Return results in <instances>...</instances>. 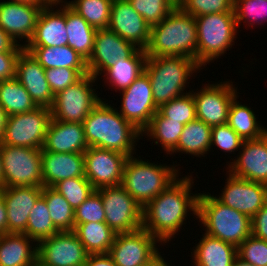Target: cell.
<instances>
[{
	"label": "cell",
	"mask_w": 267,
	"mask_h": 266,
	"mask_svg": "<svg viewBox=\"0 0 267 266\" xmlns=\"http://www.w3.org/2000/svg\"><path fill=\"white\" fill-rule=\"evenodd\" d=\"M190 178L177 177L171 185L143 207L142 228L160 243H167L178 232L189 210L197 216L199 193L190 195L194 183Z\"/></svg>",
	"instance_id": "obj_1"
},
{
	"label": "cell",
	"mask_w": 267,
	"mask_h": 266,
	"mask_svg": "<svg viewBox=\"0 0 267 266\" xmlns=\"http://www.w3.org/2000/svg\"><path fill=\"white\" fill-rule=\"evenodd\" d=\"M101 100L83 121L88 147L113 150L133 156L142 133L108 103ZM137 139V140H136Z\"/></svg>",
	"instance_id": "obj_2"
},
{
	"label": "cell",
	"mask_w": 267,
	"mask_h": 266,
	"mask_svg": "<svg viewBox=\"0 0 267 266\" xmlns=\"http://www.w3.org/2000/svg\"><path fill=\"white\" fill-rule=\"evenodd\" d=\"M197 36L195 17L176 7L151 27L146 55L185 56L197 62Z\"/></svg>",
	"instance_id": "obj_3"
},
{
	"label": "cell",
	"mask_w": 267,
	"mask_h": 266,
	"mask_svg": "<svg viewBox=\"0 0 267 266\" xmlns=\"http://www.w3.org/2000/svg\"><path fill=\"white\" fill-rule=\"evenodd\" d=\"M200 67L185 56L147 57L144 72L149 76L156 107L185 94L182 91L188 78Z\"/></svg>",
	"instance_id": "obj_4"
},
{
	"label": "cell",
	"mask_w": 267,
	"mask_h": 266,
	"mask_svg": "<svg viewBox=\"0 0 267 266\" xmlns=\"http://www.w3.org/2000/svg\"><path fill=\"white\" fill-rule=\"evenodd\" d=\"M197 218L206 227V234L236 247L251 235V218L210 194L199 193Z\"/></svg>",
	"instance_id": "obj_5"
},
{
	"label": "cell",
	"mask_w": 267,
	"mask_h": 266,
	"mask_svg": "<svg viewBox=\"0 0 267 266\" xmlns=\"http://www.w3.org/2000/svg\"><path fill=\"white\" fill-rule=\"evenodd\" d=\"M178 177L175 167L158 165L129 156L124 165L121 186L143 208Z\"/></svg>",
	"instance_id": "obj_6"
},
{
	"label": "cell",
	"mask_w": 267,
	"mask_h": 266,
	"mask_svg": "<svg viewBox=\"0 0 267 266\" xmlns=\"http://www.w3.org/2000/svg\"><path fill=\"white\" fill-rule=\"evenodd\" d=\"M195 20L198 35L197 63L205 67L232 47L238 26L234 12L201 15L195 17Z\"/></svg>",
	"instance_id": "obj_7"
},
{
	"label": "cell",
	"mask_w": 267,
	"mask_h": 266,
	"mask_svg": "<svg viewBox=\"0 0 267 266\" xmlns=\"http://www.w3.org/2000/svg\"><path fill=\"white\" fill-rule=\"evenodd\" d=\"M96 80L93 75H84L79 81L56 94L51 107L52 119L83 123L102 100L92 89V83Z\"/></svg>",
	"instance_id": "obj_8"
},
{
	"label": "cell",
	"mask_w": 267,
	"mask_h": 266,
	"mask_svg": "<svg viewBox=\"0 0 267 266\" xmlns=\"http://www.w3.org/2000/svg\"><path fill=\"white\" fill-rule=\"evenodd\" d=\"M41 149L1 144L4 188L42 186Z\"/></svg>",
	"instance_id": "obj_9"
},
{
	"label": "cell",
	"mask_w": 267,
	"mask_h": 266,
	"mask_svg": "<svg viewBox=\"0 0 267 266\" xmlns=\"http://www.w3.org/2000/svg\"><path fill=\"white\" fill-rule=\"evenodd\" d=\"M51 118V109L46 107L8 116L1 144L42 149Z\"/></svg>",
	"instance_id": "obj_10"
},
{
	"label": "cell",
	"mask_w": 267,
	"mask_h": 266,
	"mask_svg": "<svg viewBox=\"0 0 267 266\" xmlns=\"http://www.w3.org/2000/svg\"><path fill=\"white\" fill-rule=\"evenodd\" d=\"M102 198L105 223L116 233H128L142 228L143 208L121 186L97 189Z\"/></svg>",
	"instance_id": "obj_11"
},
{
	"label": "cell",
	"mask_w": 267,
	"mask_h": 266,
	"mask_svg": "<svg viewBox=\"0 0 267 266\" xmlns=\"http://www.w3.org/2000/svg\"><path fill=\"white\" fill-rule=\"evenodd\" d=\"M159 241L144 228L117 234L109 255L117 266H147L160 255Z\"/></svg>",
	"instance_id": "obj_12"
},
{
	"label": "cell",
	"mask_w": 267,
	"mask_h": 266,
	"mask_svg": "<svg viewBox=\"0 0 267 266\" xmlns=\"http://www.w3.org/2000/svg\"><path fill=\"white\" fill-rule=\"evenodd\" d=\"M43 266H84L89 253L74 231L58 232L36 243Z\"/></svg>",
	"instance_id": "obj_13"
},
{
	"label": "cell",
	"mask_w": 267,
	"mask_h": 266,
	"mask_svg": "<svg viewBox=\"0 0 267 266\" xmlns=\"http://www.w3.org/2000/svg\"><path fill=\"white\" fill-rule=\"evenodd\" d=\"M127 159L117 151L88 147L84 152L85 177L95 190L121 185Z\"/></svg>",
	"instance_id": "obj_14"
},
{
	"label": "cell",
	"mask_w": 267,
	"mask_h": 266,
	"mask_svg": "<svg viewBox=\"0 0 267 266\" xmlns=\"http://www.w3.org/2000/svg\"><path fill=\"white\" fill-rule=\"evenodd\" d=\"M120 114L141 133L158 111L149 76L143 72L128 88L122 90Z\"/></svg>",
	"instance_id": "obj_15"
},
{
	"label": "cell",
	"mask_w": 267,
	"mask_h": 266,
	"mask_svg": "<svg viewBox=\"0 0 267 266\" xmlns=\"http://www.w3.org/2000/svg\"><path fill=\"white\" fill-rule=\"evenodd\" d=\"M237 91L229 81L206 85L199 92H193L196 118L210 127L228 122L231 102L237 97Z\"/></svg>",
	"instance_id": "obj_16"
},
{
	"label": "cell",
	"mask_w": 267,
	"mask_h": 266,
	"mask_svg": "<svg viewBox=\"0 0 267 266\" xmlns=\"http://www.w3.org/2000/svg\"><path fill=\"white\" fill-rule=\"evenodd\" d=\"M138 49L112 30L98 29L94 37L92 54L86 61L88 73L97 78L121 58L131 57Z\"/></svg>",
	"instance_id": "obj_17"
},
{
	"label": "cell",
	"mask_w": 267,
	"mask_h": 266,
	"mask_svg": "<svg viewBox=\"0 0 267 266\" xmlns=\"http://www.w3.org/2000/svg\"><path fill=\"white\" fill-rule=\"evenodd\" d=\"M218 201L252 218L267 203V185L237 178L229 173Z\"/></svg>",
	"instance_id": "obj_18"
},
{
	"label": "cell",
	"mask_w": 267,
	"mask_h": 266,
	"mask_svg": "<svg viewBox=\"0 0 267 266\" xmlns=\"http://www.w3.org/2000/svg\"><path fill=\"white\" fill-rule=\"evenodd\" d=\"M108 29L142 50L150 40V25L128 0H113Z\"/></svg>",
	"instance_id": "obj_19"
},
{
	"label": "cell",
	"mask_w": 267,
	"mask_h": 266,
	"mask_svg": "<svg viewBox=\"0 0 267 266\" xmlns=\"http://www.w3.org/2000/svg\"><path fill=\"white\" fill-rule=\"evenodd\" d=\"M242 152L228 166L231 175L267 185V133L262 137L244 140Z\"/></svg>",
	"instance_id": "obj_20"
},
{
	"label": "cell",
	"mask_w": 267,
	"mask_h": 266,
	"mask_svg": "<svg viewBox=\"0 0 267 266\" xmlns=\"http://www.w3.org/2000/svg\"><path fill=\"white\" fill-rule=\"evenodd\" d=\"M15 78L30 94L37 107L50 108L54 98L49 83L45 77V69L25 49L20 53L16 64Z\"/></svg>",
	"instance_id": "obj_21"
},
{
	"label": "cell",
	"mask_w": 267,
	"mask_h": 266,
	"mask_svg": "<svg viewBox=\"0 0 267 266\" xmlns=\"http://www.w3.org/2000/svg\"><path fill=\"white\" fill-rule=\"evenodd\" d=\"M42 186H11L2 188L7 209L8 233L24 234L29 213L42 195Z\"/></svg>",
	"instance_id": "obj_22"
},
{
	"label": "cell",
	"mask_w": 267,
	"mask_h": 266,
	"mask_svg": "<svg viewBox=\"0 0 267 266\" xmlns=\"http://www.w3.org/2000/svg\"><path fill=\"white\" fill-rule=\"evenodd\" d=\"M43 7L45 6L10 0L0 2V27L16 42L17 38H24L28 43L33 36L38 16Z\"/></svg>",
	"instance_id": "obj_23"
},
{
	"label": "cell",
	"mask_w": 267,
	"mask_h": 266,
	"mask_svg": "<svg viewBox=\"0 0 267 266\" xmlns=\"http://www.w3.org/2000/svg\"><path fill=\"white\" fill-rule=\"evenodd\" d=\"M88 149L83 123L50 120L41 151L84 153Z\"/></svg>",
	"instance_id": "obj_24"
},
{
	"label": "cell",
	"mask_w": 267,
	"mask_h": 266,
	"mask_svg": "<svg viewBox=\"0 0 267 266\" xmlns=\"http://www.w3.org/2000/svg\"><path fill=\"white\" fill-rule=\"evenodd\" d=\"M52 6L54 7V5H47L41 9L33 36L24 46L60 47L68 45L66 3L57 11H54Z\"/></svg>",
	"instance_id": "obj_25"
},
{
	"label": "cell",
	"mask_w": 267,
	"mask_h": 266,
	"mask_svg": "<svg viewBox=\"0 0 267 266\" xmlns=\"http://www.w3.org/2000/svg\"><path fill=\"white\" fill-rule=\"evenodd\" d=\"M43 187H53L64 179L85 177L84 153L42 151Z\"/></svg>",
	"instance_id": "obj_26"
},
{
	"label": "cell",
	"mask_w": 267,
	"mask_h": 266,
	"mask_svg": "<svg viewBox=\"0 0 267 266\" xmlns=\"http://www.w3.org/2000/svg\"><path fill=\"white\" fill-rule=\"evenodd\" d=\"M36 242L25 234L5 233L0 235V266H33L37 262Z\"/></svg>",
	"instance_id": "obj_27"
},
{
	"label": "cell",
	"mask_w": 267,
	"mask_h": 266,
	"mask_svg": "<svg viewBox=\"0 0 267 266\" xmlns=\"http://www.w3.org/2000/svg\"><path fill=\"white\" fill-rule=\"evenodd\" d=\"M194 250L195 266H232L237 257V247L204 234Z\"/></svg>",
	"instance_id": "obj_28"
},
{
	"label": "cell",
	"mask_w": 267,
	"mask_h": 266,
	"mask_svg": "<svg viewBox=\"0 0 267 266\" xmlns=\"http://www.w3.org/2000/svg\"><path fill=\"white\" fill-rule=\"evenodd\" d=\"M24 49L30 52L44 69H87L86 60L68 45L60 47L24 46Z\"/></svg>",
	"instance_id": "obj_29"
},
{
	"label": "cell",
	"mask_w": 267,
	"mask_h": 266,
	"mask_svg": "<svg viewBox=\"0 0 267 266\" xmlns=\"http://www.w3.org/2000/svg\"><path fill=\"white\" fill-rule=\"evenodd\" d=\"M66 29L68 46L86 61L90 58L96 29L66 4Z\"/></svg>",
	"instance_id": "obj_30"
},
{
	"label": "cell",
	"mask_w": 267,
	"mask_h": 266,
	"mask_svg": "<svg viewBox=\"0 0 267 266\" xmlns=\"http://www.w3.org/2000/svg\"><path fill=\"white\" fill-rule=\"evenodd\" d=\"M147 55L145 50L138 49L131 57L121 58L117 63L104 71V76L112 87L120 91L128 88L145 71Z\"/></svg>",
	"instance_id": "obj_31"
},
{
	"label": "cell",
	"mask_w": 267,
	"mask_h": 266,
	"mask_svg": "<svg viewBox=\"0 0 267 266\" xmlns=\"http://www.w3.org/2000/svg\"><path fill=\"white\" fill-rule=\"evenodd\" d=\"M211 139L212 127L196 118L184 126L176 148L171 154L184 152L189 155L203 156L211 149Z\"/></svg>",
	"instance_id": "obj_32"
},
{
	"label": "cell",
	"mask_w": 267,
	"mask_h": 266,
	"mask_svg": "<svg viewBox=\"0 0 267 266\" xmlns=\"http://www.w3.org/2000/svg\"><path fill=\"white\" fill-rule=\"evenodd\" d=\"M74 232L89 254L109 253L117 235L105 222L75 224Z\"/></svg>",
	"instance_id": "obj_33"
},
{
	"label": "cell",
	"mask_w": 267,
	"mask_h": 266,
	"mask_svg": "<svg viewBox=\"0 0 267 266\" xmlns=\"http://www.w3.org/2000/svg\"><path fill=\"white\" fill-rule=\"evenodd\" d=\"M0 106L9 116L29 112L37 107L16 78L0 81Z\"/></svg>",
	"instance_id": "obj_34"
},
{
	"label": "cell",
	"mask_w": 267,
	"mask_h": 266,
	"mask_svg": "<svg viewBox=\"0 0 267 266\" xmlns=\"http://www.w3.org/2000/svg\"><path fill=\"white\" fill-rule=\"evenodd\" d=\"M231 102L227 124L243 139L251 140L262 137L267 129L258 125L254 112L246 105L236 101Z\"/></svg>",
	"instance_id": "obj_35"
},
{
	"label": "cell",
	"mask_w": 267,
	"mask_h": 266,
	"mask_svg": "<svg viewBox=\"0 0 267 266\" xmlns=\"http://www.w3.org/2000/svg\"><path fill=\"white\" fill-rule=\"evenodd\" d=\"M184 126L185 124L163 117L157 111L151 118L148 127L142 132V135L143 133H147V136H151L153 139L155 138V144H158L160 141L159 143L162 145L164 151L170 154L169 152H172L176 148Z\"/></svg>",
	"instance_id": "obj_36"
},
{
	"label": "cell",
	"mask_w": 267,
	"mask_h": 266,
	"mask_svg": "<svg viewBox=\"0 0 267 266\" xmlns=\"http://www.w3.org/2000/svg\"><path fill=\"white\" fill-rule=\"evenodd\" d=\"M42 196L45 198L50 218L59 231H74L75 211L66 199L53 187H43Z\"/></svg>",
	"instance_id": "obj_37"
},
{
	"label": "cell",
	"mask_w": 267,
	"mask_h": 266,
	"mask_svg": "<svg viewBox=\"0 0 267 266\" xmlns=\"http://www.w3.org/2000/svg\"><path fill=\"white\" fill-rule=\"evenodd\" d=\"M64 3L96 30L108 28L113 0H74Z\"/></svg>",
	"instance_id": "obj_38"
},
{
	"label": "cell",
	"mask_w": 267,
	"mask_h": 266,
	"mask_svg": "<svg viewBox=\"0 0 267 266\" xmlns=\"http://www.w3.org/2000/svg\"><path fill=\"white\" fill-rule=\"evenodd\" d=\"M58 232L50 218V212L45 198L41 195L29 213V219L24 234L36 242H39Z\"/></svg>",
	"instance_id": "obj_39"
},
{
	"label": "cell",
	"mask_w": 267,
	"mask_h": 266,
	"mask_svg": "<svg viewBox=\"0 0 267 266\" xmlns=\"http://www.w3.org/2000/svg\"><path fill=\"white\" fill-rule=\"evenodd\" d=\"M158 112L169 120L187 124L196 119L195 100L192 92H188L161 105Z\"/></svg>",
	"instance_id": "obj_40"
},
{
	"label": "cell",
	"mask_w": 267,
	"mask_h": 266,
	"mask_svg": "<svg viewBox=\"0 0 267 266\" xmlns=\"http://www.w3.org/2000/svg\"><path fill=\"white\" fill-rule=\"evenodd\" d=\"M53 188L66 199L74 211L95 191L86 177L64 179Z\"/></svg>",
	"instance_id": "obj_41"
},
{
	"label": "cell",
	"mask_w": 267,
	"mask_h": 266,
	"mask_svg": "<svg viewBox=\"0 0 267 266\" xmlns=\"http://www.w3.org/2000/svg\"><path fill=\"white\" fill-rule=\"evenodd\" d=\"M150 27L161 22L175 7L169 0H128Z\"/></svg>",
	"instance_id": "obj_42"
},
{
	"label": "cell",
	"mask_w": 267,
	"mask_h": 266,
	"mask_svg": "<svg viewBox=\"0 0 267 266\" xmlns=\"http://www.w3.org/2000/svg\"><path fill=\"white\" fill-rule=\"evenodd\" d=\"M233 12L238 27L244 19L253 27L255 21L260 24L267 19V0H233Z\"/></svg>",
	"instance_id": "obj_43"
},
{
	"label": "cell",
	"mask_w": 267,
	"mask_h": 266,
	"mask_svg": "<svg viewBox=\"0 0 267 266\" xmlns=\"http://www.w3.org/2000/svg\"><path fill=\"white\" fill-rule=\"evenodd\" d=\"M88 69L73 68H51L45 69V77L49 83L50 89L55 96L60 91L79 81L84 75H87Z\"/></svg>",
	"instance_id": "obj_44"
},
{
	"label": "cell",
	"mask_w": 267,
	"mask_h": 266,
	"mask_svg": "<svg viewBox=\"0 0 267 266\" xmlns=\"http://www.w3.org/2000/svg\"><path fill=\"white\" fill-rule=\"evenodd\" d=\"M237 256L254 266H267V241L251 234L237 247Z\"/></svg>",
	"instance_id": "obj_45"
},
{
	"label": "cell",
	"mask_w": 267,
	"mask_h": 266,
	"mask_svg": "<svg viewBox=\"0 0 267 266\" xmlns=\"http://www.w3.org/2000/svg\"><path fill=\"white\" fill-rule=\"evenodd\" d=\"M75 224L105 222V211L100 193L95 190L76 210Z\"/></svg>",
	"instance_id": "obj_46"
},
{
	"label": "cell",
	"mask_w": 267,
	"mask_h": 266,
	"mask_svg": "<svg viewBox=\"0 0 267 266\" xmlns=\"http://www.w3.org/2000/svg\"><path fill=\"white\" fill-rule=\"evenodd\" d=\"M180 8L193 17L233 12V0H185Z\"/></svg>",
	"instance_id": "obj_47"
},
{
	"label": "cell",
	"mask_w": 267,
	"mask_h": 266,
	"mask_svg": "<svg viewBox=\"0 0 267 266\" xmlns=\"http://www.w3.org/2000/svg\"><path fill=\"white\" fill-rule=\"evenodd\" d=\"M243 142L244 140L227 123L212 127L211 143L224 152L231 153L240 149Z\"/></svg>",
	"instance_id": "obj_48"
},
{
	"label": "cell",
	"mask_w": 267,
	"mask_h": 266,
	"mask_svg": "<svg viewBox=\"0 0 267 266\" xmlns=\"http://www.w3.org/2000/svg\"><path fill=\"white\" fill-rule=\"evenodd\" d=\"M21 52H0V81L16 76L17 59Z\"/></svg>",
	"instance_id": "obj_49"
},
{
	"label": "cell",
	"mask_w": 267,
	"mask_h": 266,
	"mask_svg": "<svg viewBox=\"0 0 267 266\" xmlns=\"http://www.w3.org/2000/svg\"><path fill=\"white\" fill-rule=\"evenodd\" d=\"M251 234L267 241V203L251 218Z\"/></svg>",
	"instance_id": "obj_50"
},
{
	"label": "cell",
	"mask_w": 267,
	"mask_h": 266,
	"mask_svg": "<svg viewBox=\"0 0 267 266\" xmlns=\"http://www.w3.org/2000/svg\"><path fill=\"white\" fill-rule=\"evenodd\" d=\"M24 44H18L0 27V52H22Z\"/></svg>",
	"instance_id": "obj_51"
},
{
	"label": "cell",
	"mask_w": 267,
	"mask_h": 266,
	"mask_svg": "<svg viewBox=\"0 0 267 266\" xmlns=\"http://www.w3.org/2000/svg\"><path fill=\"white\" fill-rule=\"evenodd\" d=\"M84 266H117L108 253L89 254Z\"/></svg>",
	"instance_id": "obj_52"
},
{
	"label": "cell",
	"mask_w": 267,
	"mask_h": 266,
	"mask_svg": "<svg viewBox=\"0 0 267 266\" xmlns=\"http://www.w3.org/2000/svg\"><path fill=\"white\" fill-rule=\"evenodd\" d=\"M8 233L7 209L3 200L2 188H0V234Z\"/></svg>",
	"instance_id": "obj_53"
},
{
	"label": "cell",
	"mask_w": 267,
	"mask_h": 266,
	"mask_svg": "<svg viewBox=\"0 0 267 266\" xmlns=\"http://www.w3.org/2000/svg\"><path fill=\"white\" fill-rule=\"evenodd\" d=\"M8 114L5 112V110L0 106V142L2 141L5 127L8 120Z\"/></svg>",
	"instance_id": "obj_54"
},
{
	"label": "cell",
	"mask_w": 267,
	"mask_h": 266,
	"mask_svg": "<svg viewBox=\"0 0 267 266\" xmlns=\"http://www.w3.org/2000/svg\"><path fill=\"white\" fill-rule=\"evenodd\" d=\"M18 3H27L37 6H47L48 4L44 0H11Z\"/></svg>",
	"instance_id": "obj_55"
},
{
	"label": "cell",
	"mask_w": 267,
	"mask_h": 266,
	"mask_svg": "<svg viewBox=\"0 0 267 266\" xmlns=\"http://www.w3.org/2000/svg\"><path fill=\"white\" fill-rule=\"evenodd\" d=\"M147 266H170L167 265V263L164 261V258H162L161 255L156 257L149 265Z\"/></svg>",
	"instance_id": "obj_56"
},
{
	"label": "cell",
	"mask_w": 267,
	"mask_h": 266,
	"mask_svg": "<svg viewBox=\"0 0 267 266\" xmlns=\"http://www.w3.org/2000/svg\"><path fill=\"white\" fill-rule=\"evenodd\" d=\"M0 188H4V173H3V162L1 155V142H0Z\"/></svg>",
	"instance_id": "obj_57"
},
{
	"label": "cell",
	"mask_w": 267,
	"mask_h": 266,
	"mask_svg": "<svg viewBox=\"0 0 267 266\" xmlns=\"http://www.w3.org/2000/svg\"><path fill=\"white\" fill-rule=\"evenodd\" d=\"M232 266H254L248 262L243 261L238 256L235 258L234 262L232 263Z\"/></svg>",
	"instance_id": "obj_58"
},
{
	"label": "cell",
	"mask_w": 267,
	"mask_h": 266,
	"mask_svg": "<svg viewBox=\"0 0 267 266\" xmlns=\"http://www.w3.org/2000/svg\"><path fill=\"white\" fill-rule=\"evenodd\" d=\"M48 5H57L60 3H63L64 1L63 0H44Z\"/></svg>",
	"instance_id": "obj_59"
},
{
	"label": "cell",
	"mask_w": 267,
	"mask_h": 266,
	"mask_svg": "<svg viewBox=\"0 0 267 266\" xmlns=\"http://www.w3.org/2000/svg\"><path fill=\"white\" fill-rule=\"evenodd\" d=\"M173 6L176 8V7H180L184 2L185 0H169Z\"/></svg>",
	"instance_id": "obj_60"
},
{
	"label": "cell",
	"mask_w": 267,
	"mask_h": 266,
	"mask_svg": "<svg viewBox=\"0 0 267 266\" xmlns=\"http://www.w3.org/2000/svg\"><path fill=\"white\" fill-rule=\"evenodd\" d=\"M33 266H43V265L40 264V263L37 261Z\"/></svg>",
	"instance_id": "obj_61"
}]
</instances>
